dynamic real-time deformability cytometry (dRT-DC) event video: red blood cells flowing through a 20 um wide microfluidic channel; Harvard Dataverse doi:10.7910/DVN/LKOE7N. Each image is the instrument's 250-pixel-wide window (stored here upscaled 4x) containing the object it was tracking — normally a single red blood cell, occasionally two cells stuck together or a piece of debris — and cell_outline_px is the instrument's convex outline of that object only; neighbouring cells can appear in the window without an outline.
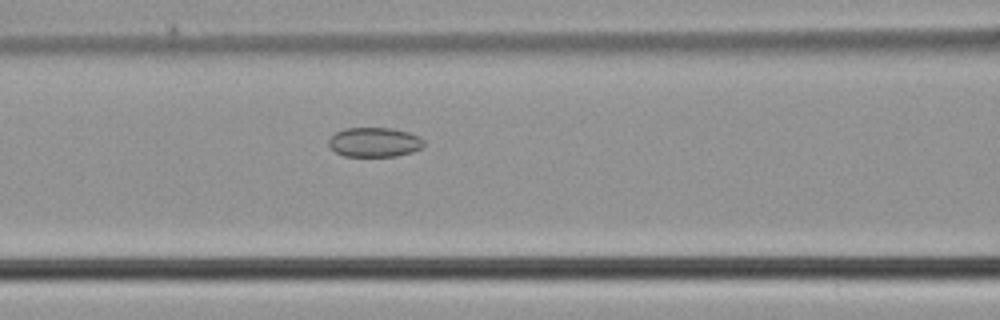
{"species": "common noctule bat (a hibernating species)", "species_latin": "Nyctalus noctula", "temperature_condition": "cold", "stored_images_in_passage": 49, "camera_frame_rate_fps": 3000, "um_per_image_px": 0.085, "animal": {"sex": "male", "body_mass_g": 21.5, "forearm_length_mm": 52.0}, "frame": {"image": 1, "passage_image": 20, "time_ms": 6.333, "image_size_px": [1000, 320], "cell_outline_px": [[424, 144], [420, 148], [412, 152], [396, 156], [344, 156], [336, 152], [328, 144], [328, 140], [336, 132], [344, 128], [392, 128], [408, 132], [420, 136], [424, 140]], "centroid_in_image_um": [31.83, 12.08], "position_along_channel_um": 134.8, "area_um2": 16.36}}
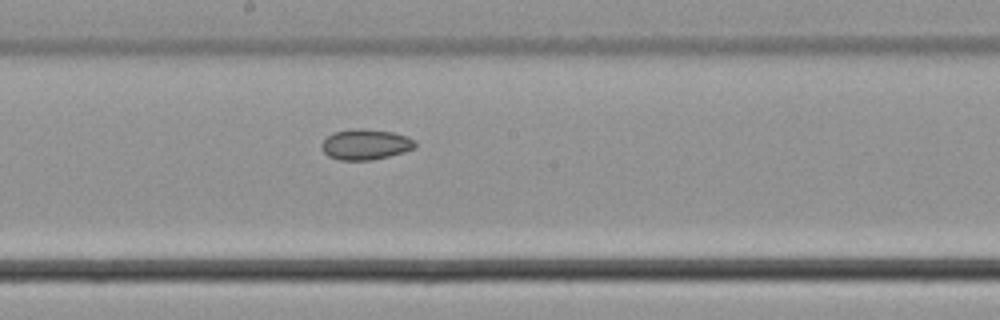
{"frame": {"image": 2, "passage_image": 26, "time_ms": 8.333, "image_size_px": [1000, 320], "cell_outline_px": [[416, 148], [404, 152], [372, 160], [340, 160], [328, 156], [320, 148], [320, 144], [332, 132], [352, 128], [364, 128], [392, 132], [408, 136], [416, 140]], "centroid_in_image_um": [31.07, 12.26], "position_along_channel_um": 217.1, "area_um2": 16.94}}
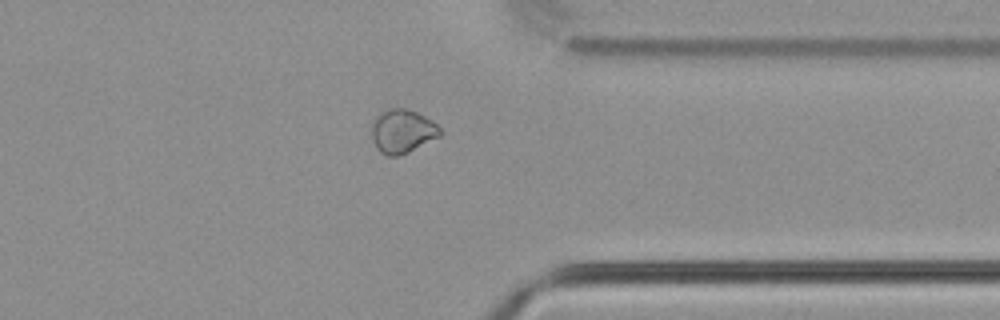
{"frame": {"image": 3, "passage_image": 38, "time_ms": 12.333, "image_size_px": [1000, 320], "cell_outline_px": [[444, 132], [440, 136], [408, 152], [396, 156], [388, 156], [380, 152], [376, 148], [372, 140], [372, 120], [380, 112], [388, 108], [404, 108], [416, 112], [432, 120]], "centroid_in_image_um": [34.19, 11.15], "position_along_channel_um": 377.2, "area_um2": 17.51}}